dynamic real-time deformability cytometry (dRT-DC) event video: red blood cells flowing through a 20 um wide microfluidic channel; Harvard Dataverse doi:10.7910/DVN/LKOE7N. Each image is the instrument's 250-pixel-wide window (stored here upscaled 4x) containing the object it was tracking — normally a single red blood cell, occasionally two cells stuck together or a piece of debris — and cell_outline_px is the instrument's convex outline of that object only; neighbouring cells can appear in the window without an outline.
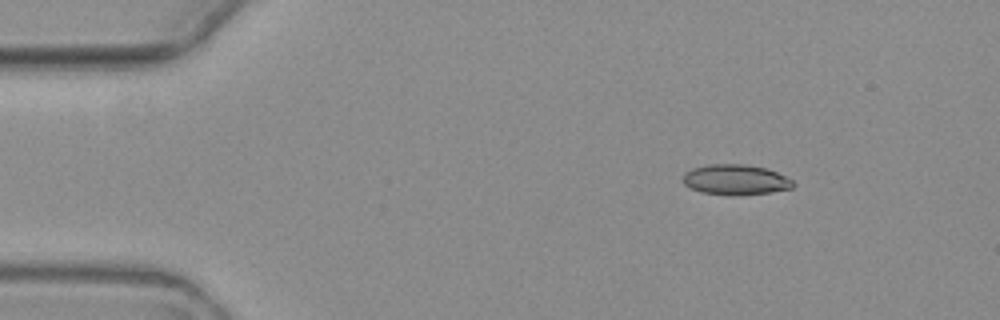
{"species": "common noctule bat (a hibernating species)", "species_latin": "Nyctalus noctula", "temperature_condition": "warm", "stored_images_in_passage": 4, "camera_frame_rate_fps": 3000, "um_per_image_px": 0.085, "animal": {"sex": "female", "body_mass_g": 19.3, "forearm_length_mm": 54.1}, "frame": {"image": 1, "passage_image": 2, "time_ms": 1.333, "image_size_px": [1000, 320], "cell_outline_px": [[796, 184], [792, 188], [768, 192], [736, 196], [732, 196], [704, 192], [692, 188], [684, 184], [684, 172], [692, 168], [708, 164], [744, 164], [764, 168], [776, 172], [792, 180]], "centroid_in_image_um": [62.52, 15.27], "position_along_channel_um": 22.5, "area_um2": 19.31}}